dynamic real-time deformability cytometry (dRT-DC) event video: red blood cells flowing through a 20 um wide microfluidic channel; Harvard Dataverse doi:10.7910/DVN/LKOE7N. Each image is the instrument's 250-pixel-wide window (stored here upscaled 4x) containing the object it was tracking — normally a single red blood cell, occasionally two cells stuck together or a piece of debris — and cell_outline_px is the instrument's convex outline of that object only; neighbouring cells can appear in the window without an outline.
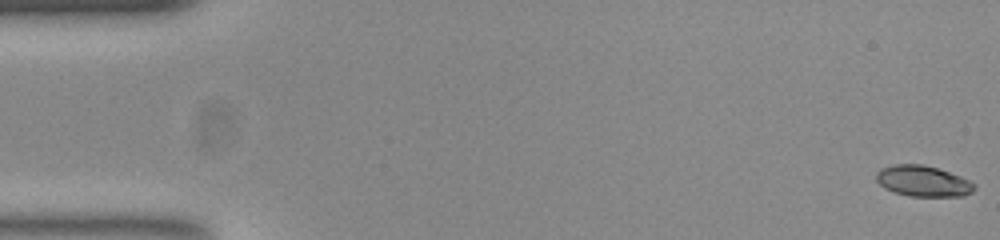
{"species": "common noctule bat (a hibernating species)", "species_latin": "Nyctalus noctula", "temperature_condition": "room temperature", "stored_images_in_passage": 53, "camera_frame_rate_fps": 3000, "um_per_image_px": 0.085, "animal": {"sex": "female", "body_mass_g": 23.0, "forearm_length_mm": 53.4}, "frame": {"image": 1, "passage_image": 1, "time_ms": 0.0, "image_size_px": [1000, 240], "cell_outline_px": [[976, 188], [972, 192], [964, 196], [908, 196], [884, 188], [876, 180], [876, 172], [880, 168], [896, 164], [920, 164], [936, 168], [960, 176], [976, 184]], "centroid_in_image_um": [78.45, 15.4], "position_along_channel_um": 6.5, "area_um2": 17.57}}
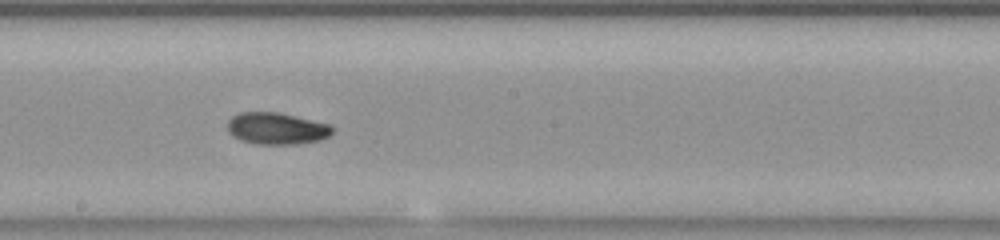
{"frame": {"image": 2, "passage_image": 29, "time_ms": 9.333, "image_size_px": [1000, 240], "cell_outline_px": [[332, 132], [328, 136], [320, 140], [296, 144], [256, 144], [240, 140], [228, 132], [228, 120], [232, 116], [240, 112], [276, 112], [332, 124]], "centroid_in_image_um": [23.51, 10.92], "position_along_channel_um": 224.7, "area_um2": 19.42}}
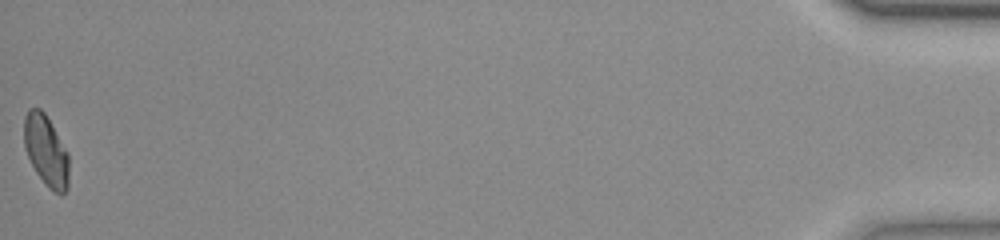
{"frame": {"image": 3, "passage_image": 53, "time_ms": 17.333, "image_size_px": [1000, 240], "cell_outline_px": [[68, 188], [60, 196], [48, 188], [36, 172], [28, 156], [24, 144], [24, 116], [28, 108], [40, 108], [44, 112], [68, 152]], "centroid_in_image_um": [3.91, 12.81], "position_along_channel_um": 431.3, "area_um2": 18.5}, "authors_computed_cell_mechanics": {"area_um2": 18.6694, "velocity_mm_per_s": 3.8852, "shape_relaxation_time_tau1_ms": 4.0463, "shape_relaxation_time_tau2_ms": 3.6373, "deformation_change_tau1": 0.1195, "deformation_change_tau2": 0.0704}}